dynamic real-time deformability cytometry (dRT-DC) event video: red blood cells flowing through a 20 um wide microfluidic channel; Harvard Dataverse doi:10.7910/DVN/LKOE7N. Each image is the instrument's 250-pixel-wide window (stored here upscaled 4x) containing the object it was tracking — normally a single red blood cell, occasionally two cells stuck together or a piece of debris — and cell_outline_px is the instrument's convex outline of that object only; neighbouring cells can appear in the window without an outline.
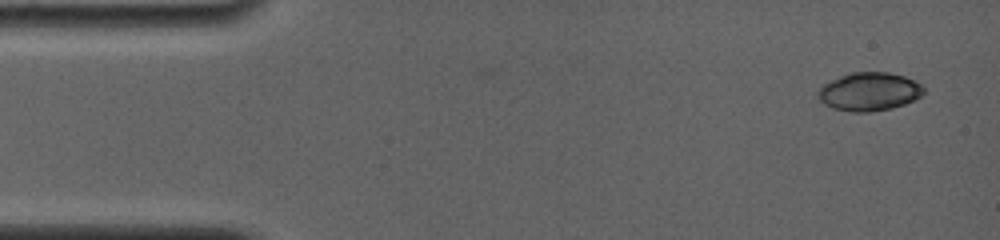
{"species": "common noctule bat (a hibernating species)", "species_latin": "Nyctalus noctula", "temperature_condition": "room temperature", "stored_images_in_passage": 2, "camera_frame_rate_fps": 4000, "um_per_image_px": 0.085, "animal": {"sex": "female", "body_mass_g": 19.0, "forearm_length_mm": 56.7}, "frame": {"image": 1, "passage_image": 2, "time_ms": 1.25, "image_size_px": [1000, 240], "cell_outline_px": [[924, 92], [920, 96], [904, 104], [892, 108], [872, 112], [852, 112], [832, 108], [824, 104], [816, 96], [816, 92], [824, 84], [840, 76], [852, 72], [888, 72], [904, 76], [920, 84], [924, 88]], "centroid_in_image_um": [73.85, 7.79], "position_along_channel_um": 11.1, "area_um2": 23.58}}